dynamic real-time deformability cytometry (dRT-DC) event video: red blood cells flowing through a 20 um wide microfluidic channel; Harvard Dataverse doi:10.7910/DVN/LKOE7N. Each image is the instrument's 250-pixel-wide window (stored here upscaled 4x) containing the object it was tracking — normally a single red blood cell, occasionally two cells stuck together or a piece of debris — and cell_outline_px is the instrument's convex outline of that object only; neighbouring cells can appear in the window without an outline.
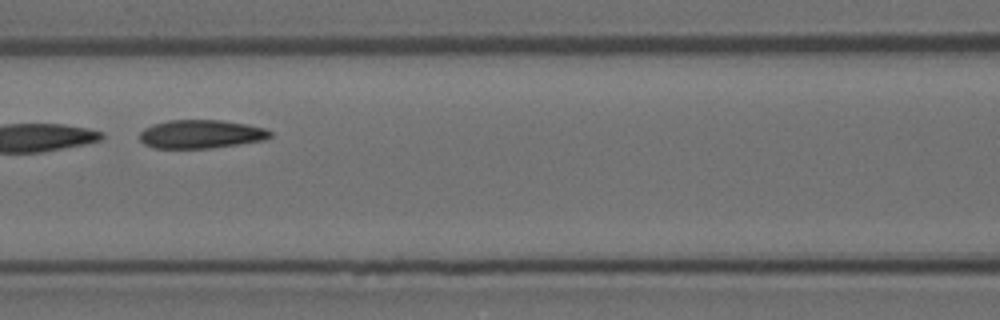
{"species": "Egyptian fruit bat (a non-hibernating species)", "species_latin": "Rousettus aegyptiacus", "temperature_condition": "room temperature", "stored_images_in_passage": 3, "camera_frame_rate_fps": 3000, "um_per_image_px": 0.085, "animal": {"sex": "female"}, "frame": {"image": 1, "passage_image": 3, "time_ms": 0.667, "image_size_px": [1000, 320], "cell_outline_px": [[272, 136], [264, 140], [240, 144], [208, 148], [152, 148], [144, 144], [140, 140], [140, 132], [144, 128], [152, 124], [168, 120], [220, 120], [248, 124], [264, 128], [272, 132]], "centroid_in_image_um": [17.07, 11.4], "position_along_channel_um": 149.5, "area_um2": 21.79}}